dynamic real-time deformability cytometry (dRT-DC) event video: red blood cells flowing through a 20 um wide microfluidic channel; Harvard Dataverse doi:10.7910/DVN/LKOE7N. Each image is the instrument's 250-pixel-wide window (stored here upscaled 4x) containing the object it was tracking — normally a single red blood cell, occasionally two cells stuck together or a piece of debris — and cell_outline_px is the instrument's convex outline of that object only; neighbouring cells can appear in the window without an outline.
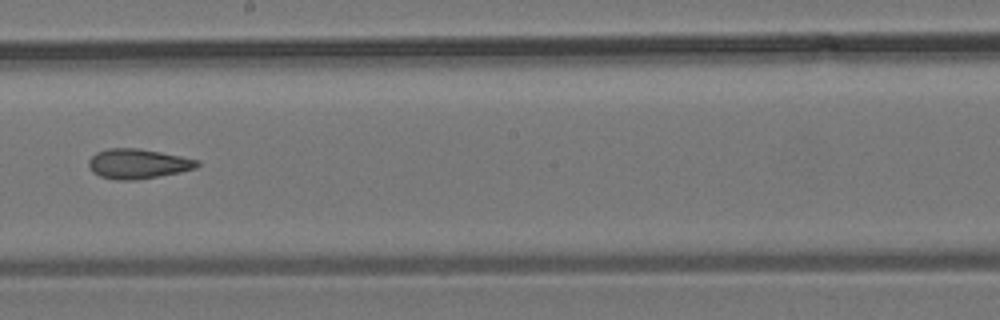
{"species": "common noctule bat (a hibernating species)", "species_latin": "Nyctalus noctula", "temperature_condition": "room temperature", "stored_images_in_passage": 35, "camera_frame_rate_fps": 3000, "um_per_image_px": 0.085, "animal": {"sex": "male", "body_mass_g": 19.2, "forearm_length_mm": 51.8}, "frame": {"image": 1, "passage_image": 20, "time_ms": 6.333, "image_size_px": [1000, 320], "cell_outline_px": [[200, 164], [196, 168], [180, 172], [136, 180], [116, 180], [100, 176], [92, 172], [88, 164], [88, 160], [96, 152], [108, 148], [136, 148], [160, 152], [200, 160]], "centroid_in_image_um": [11.71, 13.92], "position_along_channel_um": 236.5, "area_um2": 18.84}}